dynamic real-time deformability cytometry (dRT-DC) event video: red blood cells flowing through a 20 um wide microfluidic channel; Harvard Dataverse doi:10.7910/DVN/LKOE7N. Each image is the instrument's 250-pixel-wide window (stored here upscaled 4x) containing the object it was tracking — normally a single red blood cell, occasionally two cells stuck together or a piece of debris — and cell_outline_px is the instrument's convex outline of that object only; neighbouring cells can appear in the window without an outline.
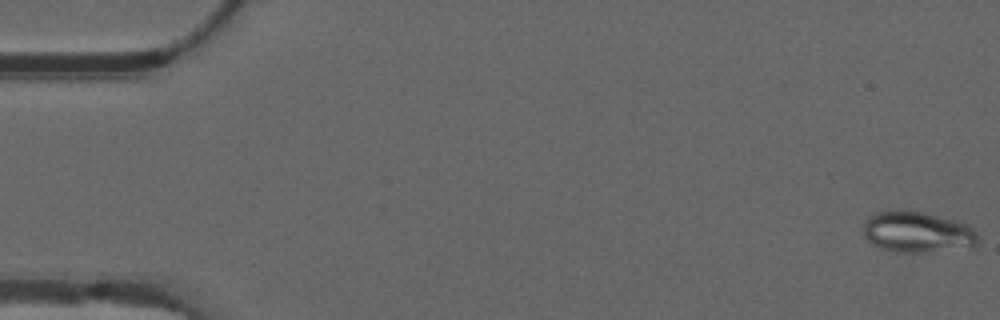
{"species": "common noctule bat (a hibernating species)", "species_latin": "Nyctalus noctula", "temperature_condition": "warm", "stored_images_in_passage": 55, "camera_frame_rate_fps": 3000, "um_per_image_px": 0.085, "animal": {"sex": "male", "forearm_length_mm": 52.5}, "frame": {"image": 1, "passage_image": 1, "time_ms": 0.0, "image_size_px": [1000, 320], "cell_outline_px": [[980, 244], [972, 248], [928, 252], [896, 252], [880, 248], [872, 244], [864, 236], [864, 220], [868, 216], [876, 212], [888, 208], [900, 208], [924, 212], [952, 220], [964, 224], [972, 228], [976, 232], [980, 240]], "centroid_in_image_um": [77.96, 19.71], "position_along_channel_um": 7.0, "area_um2": 28.15}}
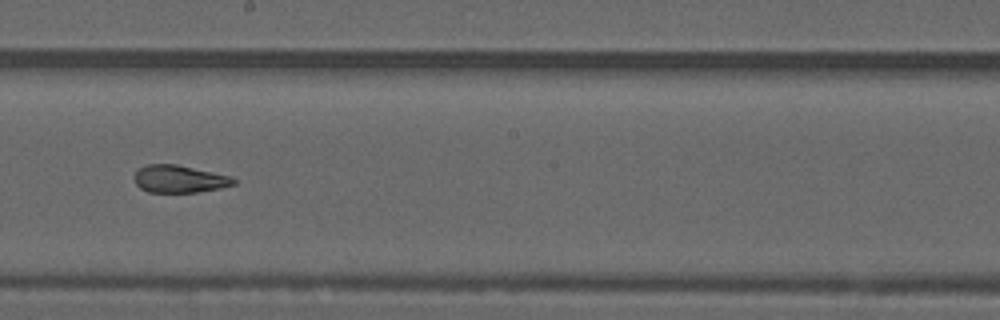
{"frame": {"image": 2, "passage_image": 31, "time_ms": 10.0, "image_size_px": [1000, 320], "cell_outline_px": [[236, 184], [220, 188], [196, 192], [148, 192], [140, 188], [136, 184], [136, 172], [140, 168], [148, 164], [176, 164], [232, 176], [236, 180]], "centroid_in_image_um": [15.28, 15.21], "position_along_channel_um": 232.9, "area_um2": 15.78}}
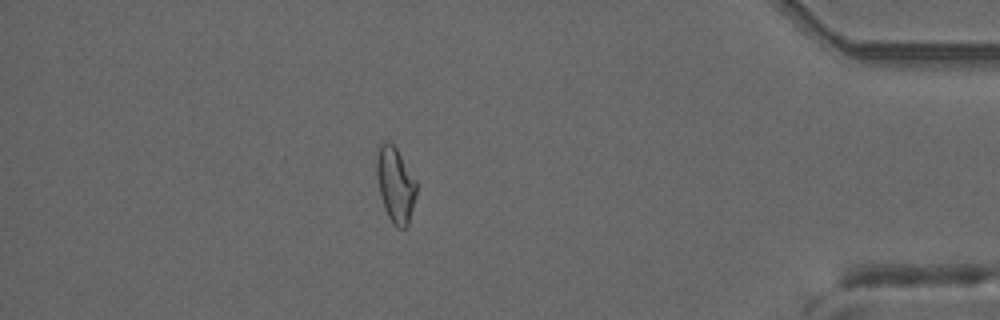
{"frame": {"image": 3, "passage_image": 48, "time_ms": 15.667, "image_size_px": [1000, 320], "cell_outline_px": [[416, 196], [408, 224], [404, 228], [396, 228], [392, 224], [384, 208], [380, 196], [376, 176], [376, 156], [380, 144], [388, 140], [396, 148], [416, 180]], "centroid_in_image_um": [33.59, 15.71], "position_along_channel_um": 401.6, "area_um2": 17.51}, "authors_computed_cell_mechanics": {"area_um2": 17.8602, "velocity_mm_per_s": 3.7351, "shape_relaxation_time_tau1_ms": null, "shape_relaxation_time_tau2_ms": 1.801, "deformation_change_tau1": null, "deformation_change_tau2": 0.0839}}